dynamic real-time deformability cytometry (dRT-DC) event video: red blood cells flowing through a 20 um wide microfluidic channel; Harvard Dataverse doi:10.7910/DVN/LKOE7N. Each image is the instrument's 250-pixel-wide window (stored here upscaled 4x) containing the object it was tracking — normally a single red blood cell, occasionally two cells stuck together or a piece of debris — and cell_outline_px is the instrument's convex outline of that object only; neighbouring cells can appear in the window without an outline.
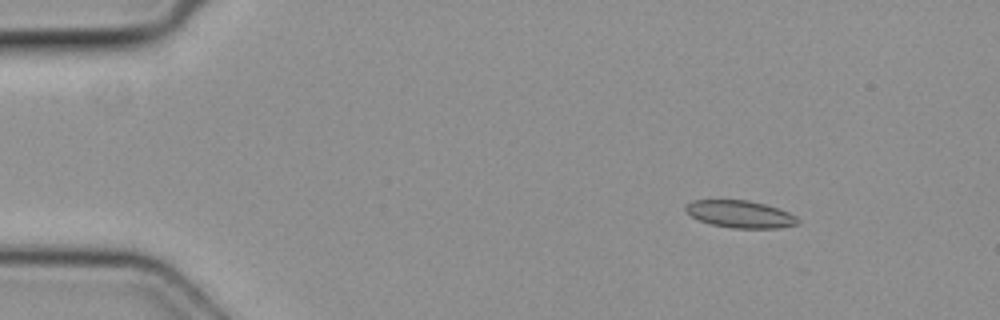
{"species": "common noctule bat (a hibernating species)", "species_latin": "Nyctalus noctula", "temperature_condition": "cold", "stored_images_in_passage": 5, "camera_frame_rate_fps": 3000, "um_per_image_px": 0.085, "animal": {"sex": "female", "body_mass_g": 19.3, "forearm_length_mm": 54.1}, "frame": {"image": 1, "passage_image": 1, "time_ms": 0.0, "image_size_px": [1000, 320], "cell_outline_px": [[800, 224], [780, 228], [732, 228], [712, 224], [700, 220], [692, 216], [684, 208], [684, 204], [692, 200], [748, 200], [764, 204], [788, 212], [796, 216], [800, 220]], "centroid_in_image_um": [62.93, 18.2], "position_along_channel_um": 22.1, "area_um2": 17.8}}